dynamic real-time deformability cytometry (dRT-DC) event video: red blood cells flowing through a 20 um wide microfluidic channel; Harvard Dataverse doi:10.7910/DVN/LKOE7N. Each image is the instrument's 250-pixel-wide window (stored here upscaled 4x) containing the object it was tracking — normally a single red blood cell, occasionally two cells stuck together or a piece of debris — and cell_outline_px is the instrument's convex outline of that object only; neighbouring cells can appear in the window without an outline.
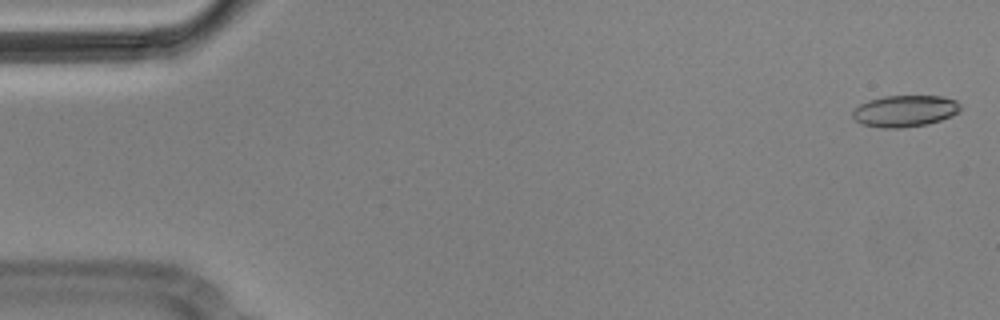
{"species": "Egyptian fruit bat (a non-hibernating species)", "species_latin": "Rousettus aegyptiacus", "temperature_condition": "cold", "stored_images_in_passage": 5, "camera_frame_rate_fps": 3000, "um_per_image_px": 0.085, "animal": {"sex": "male"}, "frame": {"image": 1, "passage_image": 1, "time_ms": 0.0, "image_size_px": [1000, 320], "cell_outline_px": [[960, 112], [952, 116], [928, 124], [900, 128], [884, 128], [860, 124], [852, 116], [852, 112], [860, 104], [868, 100], [884, 96], [944, 96], [956, 100], [960, 104]], "centroid_in_image_um": [76.93, 9.43], "position_along_channel_um": 8.1, "area_um2": 19.94}}